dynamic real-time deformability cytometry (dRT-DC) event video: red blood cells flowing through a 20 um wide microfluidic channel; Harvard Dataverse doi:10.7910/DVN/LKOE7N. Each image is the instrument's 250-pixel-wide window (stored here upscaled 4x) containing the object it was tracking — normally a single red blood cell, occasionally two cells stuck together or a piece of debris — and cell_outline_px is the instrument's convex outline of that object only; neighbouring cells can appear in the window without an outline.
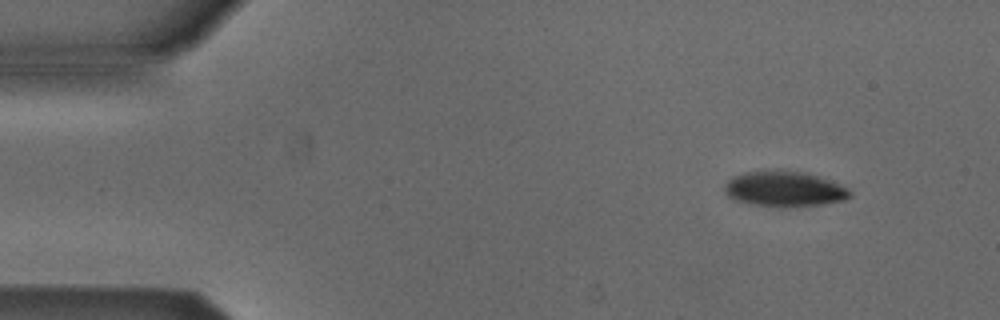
{"species": "Egyptian fruit bat (a non-hibernating species)", "species_latin": "Rousettus aegyptiacus", "temperature_condition": "cold", "stored_images_in_passage": 5, "segment_of_instrument_passage": [1, 2], "camera_frame_rate_fps": 3000, "um_per_image_px": 0.085, "animal": {"sex": "male"}, "frame": {"image": 1, "passage_image": 1, "time_ms": 0.0, "image_size_px": [1000, 320], "cell_outline_px": [[852, 196], [844, 200], [820, 204], [780, 208], [752, 204], [736, 200], [728, 196], [724, 192], [724, 184], [728, 180], [744, 172], [776, 168], [816, 176], [828, 180], [848, 188], [852, 192]], "centroid_in_image_um": [66.63, 16.06], "position_along_channel_um": 18.4, "area_um2": 25.95}}
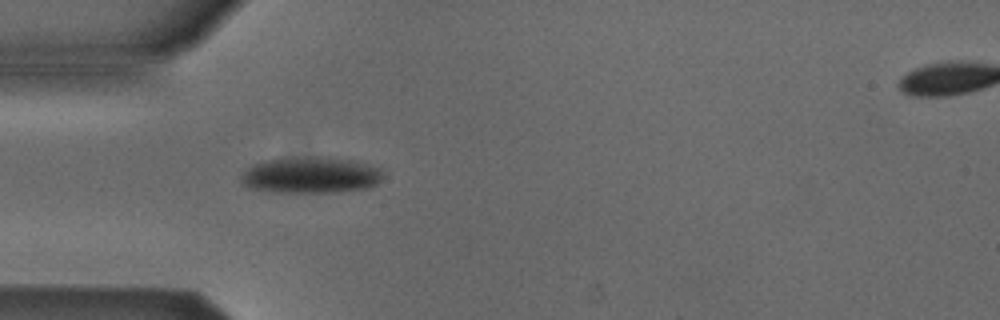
{"frame": {"image": 2, "passage_image": 4, "time_ms": 1.0, "image_size_px": [1000, 320], "cell_outline_px": [[380, 180], [376, 184], [368, 188], [340, 192], [276, 192], [248, 188], [240, 180], [240, 176], [252, 164], [268, 160], [320, 156], [328, 156], [352, 160], [380, 168]], "centroid_in_image_um": [26.4, 14.89], "position_along_channel_um": 58.6, "area_um2": 29.88}}